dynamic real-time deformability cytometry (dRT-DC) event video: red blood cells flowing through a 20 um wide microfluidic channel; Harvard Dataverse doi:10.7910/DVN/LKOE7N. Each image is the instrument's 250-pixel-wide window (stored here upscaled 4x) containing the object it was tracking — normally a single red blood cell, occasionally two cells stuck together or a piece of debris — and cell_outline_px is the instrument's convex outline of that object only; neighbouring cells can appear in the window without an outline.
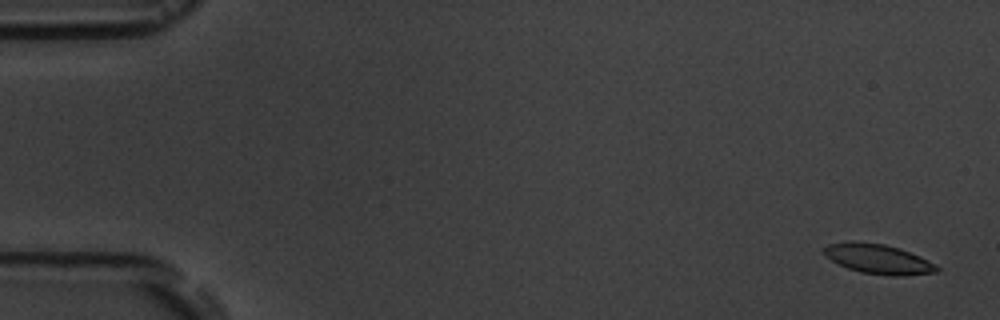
{"species": "common noctule bat (a hibernating species)", "species_latin": "Nyctalus noctula", "temperature_condition": "room temperature", "stored_images_in_passage": 5, "camera_frame_rate_fps": 3000, "um_per_image_px": 0.085, "animal": {"sex": "male", "body_mass_g": 19.5, "forearm_length_mm": 54.6}, "frame": {"image": 1, "passage_image": 1, "time_ms": 0.0, "image_size_px": [1000, 320], "cell_outline_px": [[940, 268], [936, 272], [900, 276], [888, 276], [860, 272], [848, 268], [824, 256], [820, 252], [820, 248], [828, 244], [852, 240], [884, 244], [900, 248], [936, 264]], "centroid_in_image_um": [74.58, 22.0], "position_along_channel_um": 10.4, "area_um2": 19.77}}
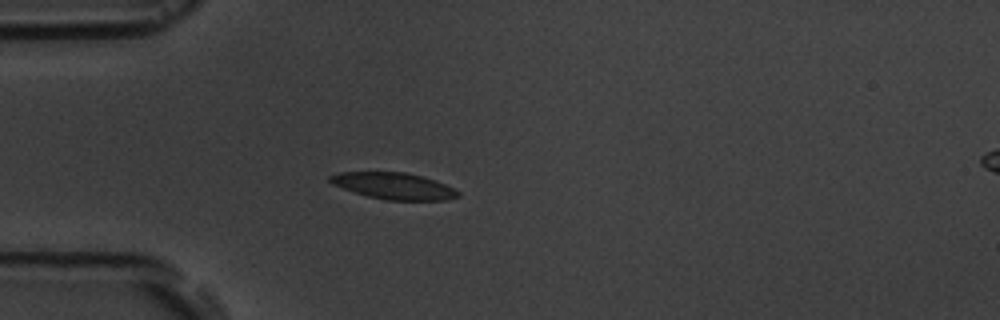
{"frame": {"image": 2, "passage_image": 5, "time_ms": 4.667, "image_size_px": [1000, 320], "cell_outline_px": [[460, 196], [448, 200], [384, 200], [368, 196], [332, 184], [328, 180], [328, 176], [340, 172], [404, 172], [436, 180], [460, 192]], "centroid_in_image_um": [33.48, 15.81], "position_along_channel_um": 51.5, "area_um2": 19.65}}